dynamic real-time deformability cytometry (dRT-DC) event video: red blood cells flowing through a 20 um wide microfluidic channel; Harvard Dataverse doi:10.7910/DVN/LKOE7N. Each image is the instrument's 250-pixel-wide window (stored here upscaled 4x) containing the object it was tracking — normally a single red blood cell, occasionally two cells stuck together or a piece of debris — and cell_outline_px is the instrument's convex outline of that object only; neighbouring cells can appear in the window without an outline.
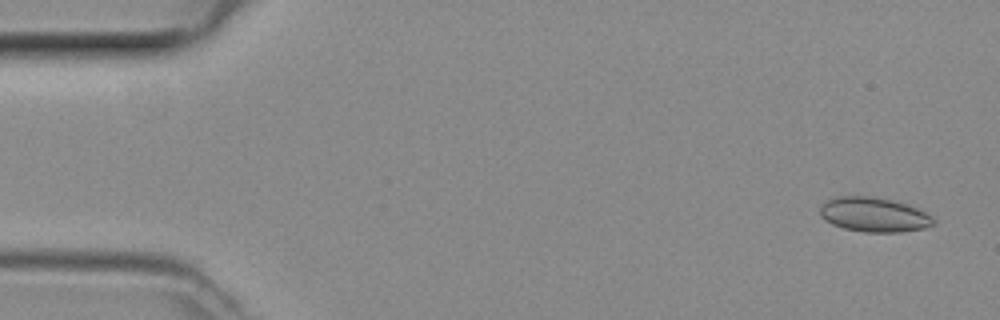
{"species": "common noctule bat (a hibernating species)", "species_latin": "Nyctalus noctula", "temperature_condition": "room temperature", "stored_images_in_passage": 48, "camera_frame_rate_fps": 3000, "um_per_image_px": 0.085, "animal": {"sex": "female", "body_mass_g": 29.2, "forearm_length_mm": 56.3}, "frame": {"image": 1, "passage_image": 2, "time_ms": 0.333, "image_size_px": [1000, 320], "cell_outline_px": [[936, 220], [932, 224], [924, 228], [900, 232], [864, 232], [844, 228], [832, 224], [824, 220], [820, 216], [820, 208], [828, 200], [836, 196], [868, 196], [908, 204], [932, 216]], "centroid_in_image_um": [74.27, 18.25], "position_along_channel_um": 10.7, "area_um2": 22.6}}
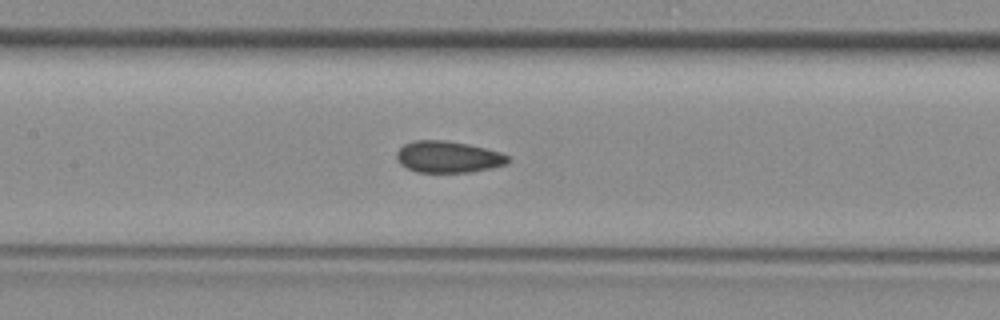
{"frame": {"image": 2, "passage_image": 22, "time_ms": 7.0, "image_size_px": [1000, 320], "cell_outline_px": [[508, 164], [492, 168], [472, 172], [416, 172], [400, 164], [396, 160], [396, 152], [404, 144], [416, 140], [444, 140], [468, 144], [500, 152], [508, 156]], "centroid_in_image_um": [38.07, 13.34], "position_along_channel_um": 169.3, "area_um2": 20.52}}
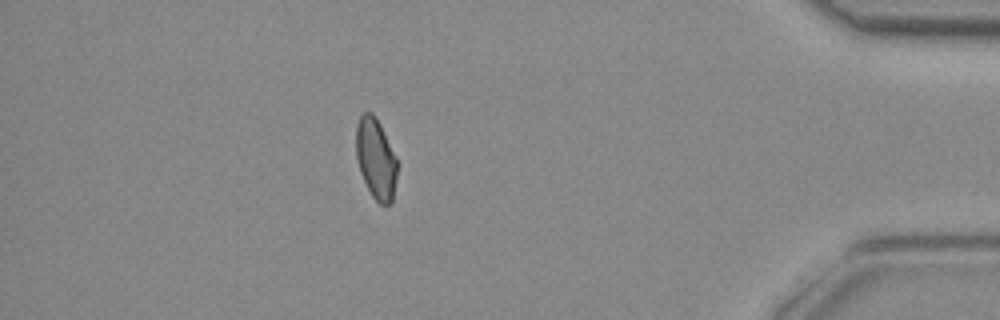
{"frame": {"image": 3, "passage_image": 42, "time_ms": 13.667, "image_size_px": [1000, 320], "cell_outline_px": [[396, 180], [392, 204], [380, 204], [372, 196], [360, 172], [356, 156], [356, 124], [360, 116], [364, 112], [372, 112], [380, 124], [396, 156]], "centroid_in_image_um": [31.94, 13.48], "position_along_channel_um": 403.3, "area_um2": 19.25}}